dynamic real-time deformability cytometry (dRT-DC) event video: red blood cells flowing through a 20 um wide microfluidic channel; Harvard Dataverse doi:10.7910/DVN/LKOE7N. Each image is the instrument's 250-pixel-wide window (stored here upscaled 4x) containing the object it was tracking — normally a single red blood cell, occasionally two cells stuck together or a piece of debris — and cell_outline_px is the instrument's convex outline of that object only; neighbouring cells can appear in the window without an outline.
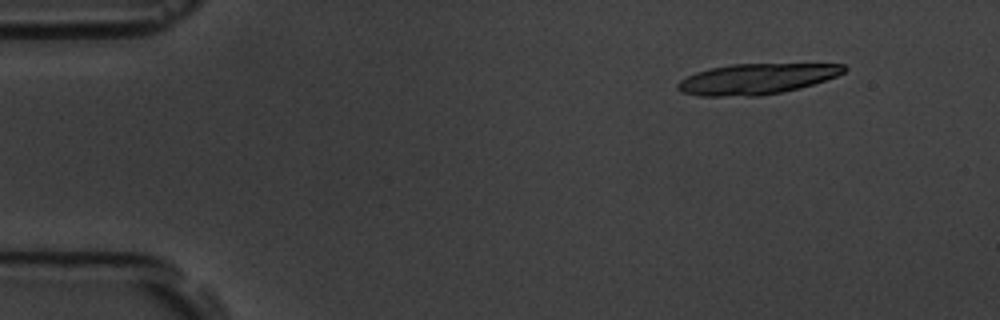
{"species": "common noctule bat (a hibernating species)", "species_latin": "Nyctalus noctula", "temperature_condition": "room temperature", "stored_images_in_passage": 5, "camera_frame_rate_fps": 3000, "um_per_image_px": 0.085, "animal": {"sex": "male", "body_mass_g": 19.5, "forearm_length_mm": 54.6}, "frame": {"image": 1, "passage_image": 1, "time_ms": 0.0, "image_size_px": [1000, 320], "cell_outline_px": [[848, 68], [844, 72], [836, 76], [800, 88], [760, 96], [700, 96], [680, 92], [676, 88], [676, 84], [680, 80], [696, 72], [712, 68], [732, 64], [844, 64]], "centroid_in_image_um": [64.28, 6.71], "position_along_channel_um": 20.7, "area_um2": 29.54}}
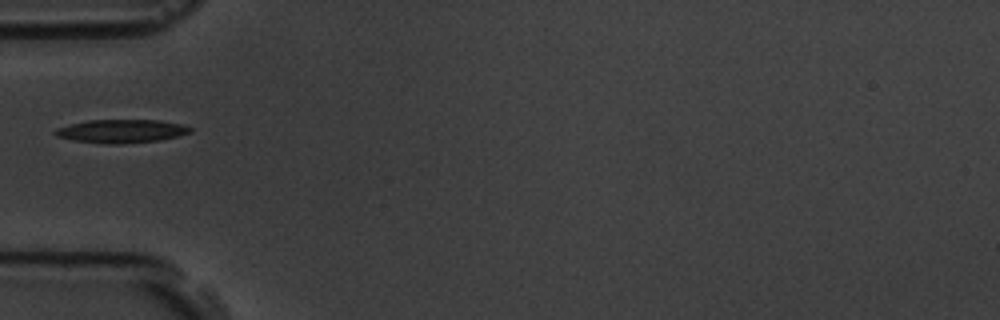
{"frame": {"image": 2, "passage_image": 5, "time_ms": 4.333, "image_size_px": [1000, 320], "cell_outline_px": [[192, 132], [160, 140], [120, 144], [108, 144], [72, 140], [56, 136], [52, 132], [56, 128], [88, 120], [160, 120], [184, 124], [192, 128]], "centroid_in_image_um": [10.33, 11.14], "position_along_channel_um": 74.7, "area_um2": 18.44}}